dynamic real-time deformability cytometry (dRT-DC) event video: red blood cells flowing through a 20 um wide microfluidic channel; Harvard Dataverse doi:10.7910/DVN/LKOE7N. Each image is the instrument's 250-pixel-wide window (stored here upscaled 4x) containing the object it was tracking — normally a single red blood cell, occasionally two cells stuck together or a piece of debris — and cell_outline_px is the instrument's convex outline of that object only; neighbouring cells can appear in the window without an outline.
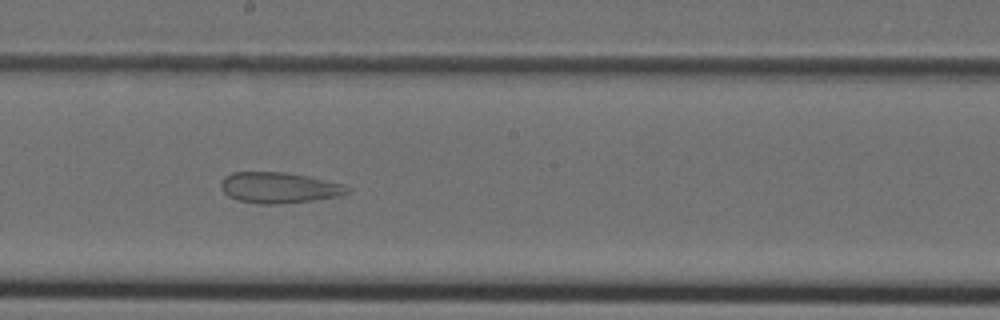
{"species": "Egyptian fruit bat (a non-hibernating species)", "species_latin": "Rousettus aegyptiacus", "temperature_condition": "cold", "stored_images_in_passage": 32, "camera_frame_rate_fps": 3000, "um_per_image_px": 0.085, "animal": {"sex": "female"}, "frame": {"image": 1, "passage_image": 13, "time_ms": 4.0, "image_size_px": [1000, 320], "cell_outline_px": [[352, 188], [348, 192], [340, 196], [312, 200], [280, 204], [260, 204], [236, 200], [228, 196], [220, 188], [220, 180], [224, 176], [232, 172], [284, 172], [308, 176], [344, 184]], "centroid_in_image_um": [23.69, 15.95], "position_along_channel_um": 224.5, "area_um2": 22.95}}
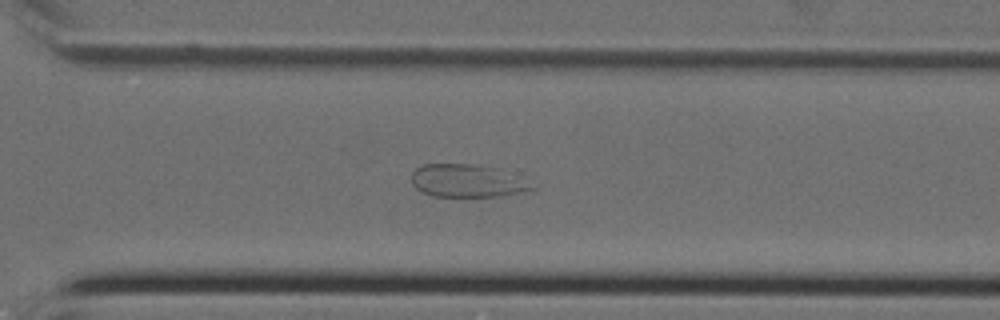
{"frame": {"image": 2, "passage_image": 20, "time_ms": 6.333, "image_size_px": [1000, 320], "cell_outline_px": [[536, 188], [524, 192], [500, 196], [432, 196], [416, 188], [412, 184], [412, 172], [420, 164], [468, 164], [492, 168]], "centroid_in_image_um": [39.54, 15.38], "position_along_channel_um": 331.1, "area_um2": 22.02}}
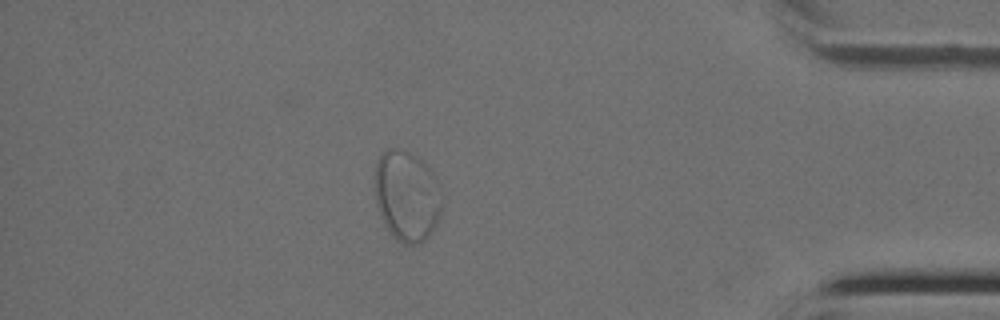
{"frame": {"image": 3, "passage_image": 27, "time_ms": 8.667, "image_size_px": [1000, 320], "cell_outline_px": [[444, 204], [440, 216], [436, 224], [428, 236], [420, 244], [404, 244], [396, 240], [384, 224], [380, 216], [376, 200], [376, 160], [380, 152], [388, 148], [400, 148], [416, 156], [432, 172], [440, 188], [444, 200]], "centroid_in_image_um": [34.6, 16.66], "position_along_channel_um": 400.6, "area_um2": 35.72}}